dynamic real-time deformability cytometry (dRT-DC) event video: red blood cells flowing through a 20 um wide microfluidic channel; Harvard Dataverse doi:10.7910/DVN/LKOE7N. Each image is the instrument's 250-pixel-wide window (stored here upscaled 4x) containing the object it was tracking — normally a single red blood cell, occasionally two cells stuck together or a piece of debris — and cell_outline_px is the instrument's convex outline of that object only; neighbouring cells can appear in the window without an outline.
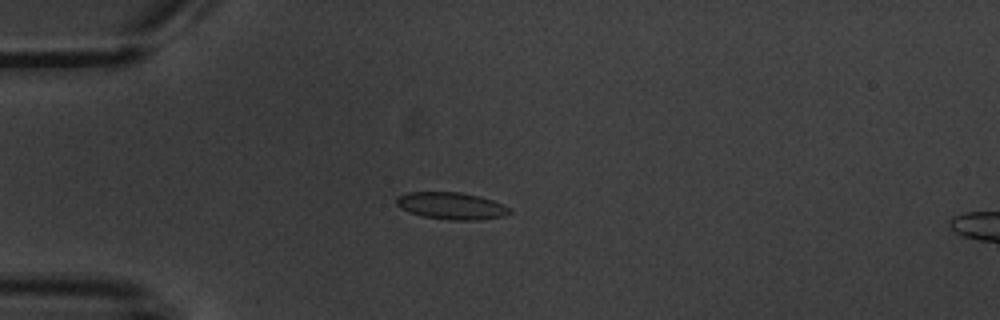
{"species": "common noctule bat (a hibernating species)", "species_latin": "Nyctalus noctula", "temperature_condition": "warm", "stored_images_in_passage": 4, "camera_frame_rate_fps": 3000, "um_per_image_px": 0.085, "animal": {"sex": "male", "body_mass_g": 20.1, "forearm_length_mm": 53.5}, "frame": {"image": 1, "passage_image": 3, "time_ms": 3.0, "image_size_px": [1000, 320], "cell_outline_px": [[512, 212], [504, 216], [480, 220], [448, 220], [424, 216], [400, 208], [396, 204], [396, 196], [408, 192], [460, 192], [480, 196], [492, 200], [512, 208]], "centroid_in_image_um": [38.4, 17.49], "position_along_channel_um": 46.6, "area_um2": 17.92}}